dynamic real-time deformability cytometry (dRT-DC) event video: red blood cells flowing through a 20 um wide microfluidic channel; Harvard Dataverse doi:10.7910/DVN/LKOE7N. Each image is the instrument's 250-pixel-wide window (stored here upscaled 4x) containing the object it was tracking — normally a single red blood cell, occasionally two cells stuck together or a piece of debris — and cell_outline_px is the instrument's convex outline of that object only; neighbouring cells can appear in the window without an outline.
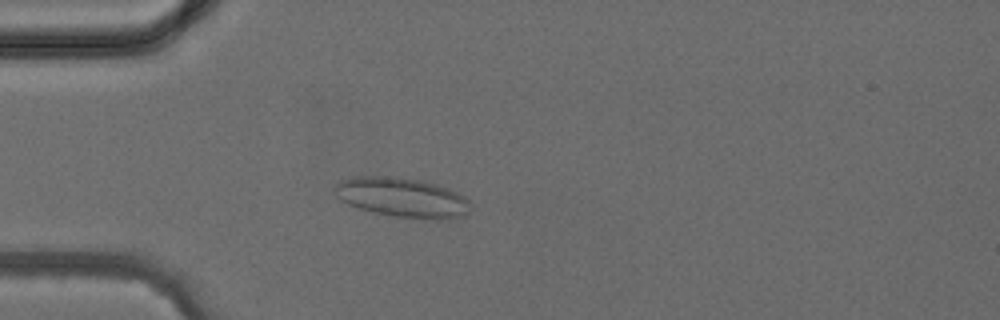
{"species": "common noctule bat (a hibernating species)", "species_latin": "Nyctalus noctula", "temperature_condition": "cold", "stored_images_in_passage": 4, "camera_frame_rate_fps": 3000, "um_per_image_px": 0.085, "animal": {"sex": "female", "body_mass_g": 24.6, "forearm_length_mm": 56.2}, "frame": {"image": 1, "passage_image": 4, "time_ms": 3.333, "image_size_px": [1000, 320], "cell_outline_px": [[472, 204], [468, 212], [464, 216], [448, 220], [432, 220], [396, 216], [372, 212], [348, 204], [340, 200], [336, 196], [332, 188], [340, 180], [352, 176], [384, 176], [420, 180], [436, 184], [448, 188], [464, 196]], "centroid_in_image_um": [34.19, 16.79], "position_along_channel_um": 50.8, "area_um2": 31.67}}